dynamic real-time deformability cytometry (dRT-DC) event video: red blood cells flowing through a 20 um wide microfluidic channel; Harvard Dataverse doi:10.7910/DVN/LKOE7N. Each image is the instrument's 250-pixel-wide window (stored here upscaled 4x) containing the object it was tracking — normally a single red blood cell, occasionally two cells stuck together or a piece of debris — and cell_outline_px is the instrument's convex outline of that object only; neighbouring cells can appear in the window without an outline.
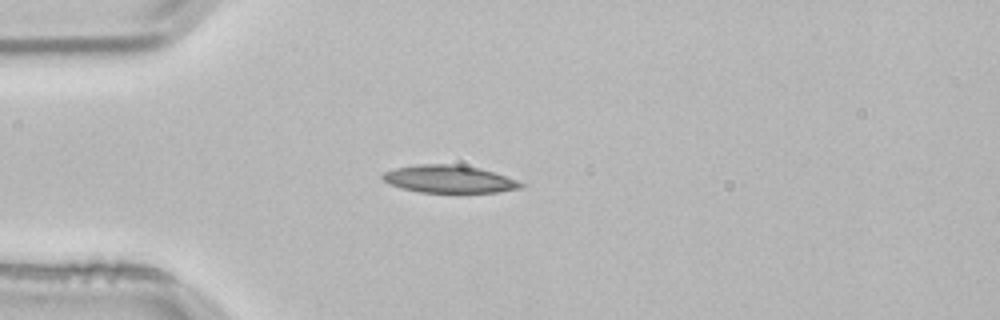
{"species": "common noctule bat (a hibernating species)", "species_latin": "Nyctalus noctula", "temperature_condition": "room temperature", "stored_images_in_passage": 3, "camera_frame_rate_fps": 3000, "um_per_image_px": 0.085, "animal": {"sex": "male", "body_mass_g": 21.5, "forearm_length_mm": 52.0}, "frame": {"image": 1, "passage_image": 3, "time_ms": 0.667, "image_size_px": [1000, 320], "cell_outline_px": [[524, 188], [496, 192], [420, 192], [388, 184], [380, 176], [384, 172], [396, 168], [420, 164], [456, 164], [480, 168], [516, 180], [524, 184]], "centroid_in_image_um": [38.17, 15.22], "position_along_channel_um": 46.8, "area_um2": 21.96}}